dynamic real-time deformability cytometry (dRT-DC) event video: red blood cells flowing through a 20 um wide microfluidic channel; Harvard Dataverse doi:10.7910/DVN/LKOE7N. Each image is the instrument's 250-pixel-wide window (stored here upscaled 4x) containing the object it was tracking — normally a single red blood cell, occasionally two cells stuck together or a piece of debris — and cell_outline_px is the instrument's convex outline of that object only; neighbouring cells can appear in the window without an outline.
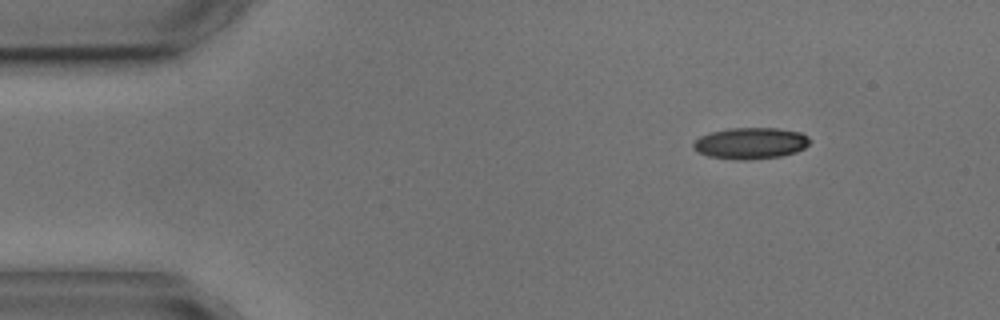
{"species": "common noctule bat (a hibernating species)", "species_latin": "Nyctalus noctula", "temperature_condition": "cold", "stored_images_in_passage": 4, "segment_of_instrument_passage": [1, 2], "camera_frame_rate_fps": 3000, "um_per_image_px": 0.085, "animal": {"sex": "male", "body_mass_g": 17.9, "forearm_length_mm": 54.2}, "frame": {"image": 1, "passage_image": 1, "time_ms": 0.0, "image_size_px": [1000, 320], "cell_outline_px": [[812, 140], [804, 148], [796, 152], [780, 156], [744, 160], [736, 160], [708, 156], [696, 152], [692, 148], [692, 144], [700, 136], [708, 132], [728, 128], [776, 128], [800, 132], [808, 136]], "centroid_in_image_um": [63.77, 12.17], "position_along_channel_um": 21.2, "area_um2": 21.5}}